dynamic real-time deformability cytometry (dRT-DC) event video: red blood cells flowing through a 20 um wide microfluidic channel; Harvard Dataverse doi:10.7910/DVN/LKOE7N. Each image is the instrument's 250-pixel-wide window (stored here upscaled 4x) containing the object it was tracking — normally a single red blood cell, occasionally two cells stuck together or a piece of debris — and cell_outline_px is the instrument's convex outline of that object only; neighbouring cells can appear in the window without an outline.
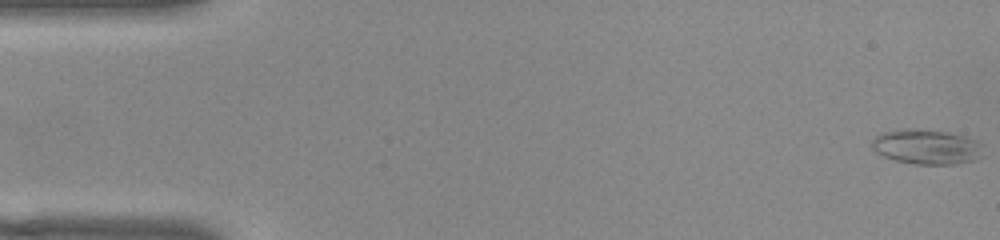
{"species": "common noctule bat (a hibernating species)", "species_latin": "Nyctalus noctula", "temperature_condition": "warm", "stored_images_in_passage": 53, "camera_frame_rate_fps": 3000, "um_per_image_px": 0.085, "animal": {"sex": "female", "body_mass_g": 22.0, "forearm_length_mm": 56.7}, "frame": {"image": 1, "passage_image": 1, "time_ms": 0.0, "image_size_px": [1000, 240], "cell_outline_px": [[984, 144], [980, 156], [976, 160], [956, 164], [916, 164], [896, 160], [884, 156], [876, 152], [872, 148], [872, 140], [880, 132], [900, 128], [928, 128], [948, 132], [964, 136], [976, 140]], "centroid_in_image_um": [78.76, 12.45], "position_along_channel_um": 6.2, "area_um2": 23.06}}
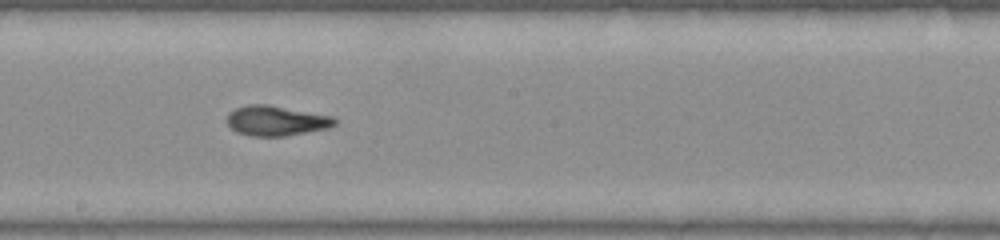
{"frame": {"image": 2, "passage_image": 29, "time_ms": 9.333, "image_size_px": [1000, 240], "cell_outline_px": [[336, 124], [328, 128], [284, 136], [252, 136], [236, 132], [228, 124], [228, 112], [236, 108], [248, 104], [268, 104], [332, 116], [336, 120]], "centroid_in_image_um": [23.46, 10.25], "position_along_channel_um": 224.7, "area_um2": 18.73}}
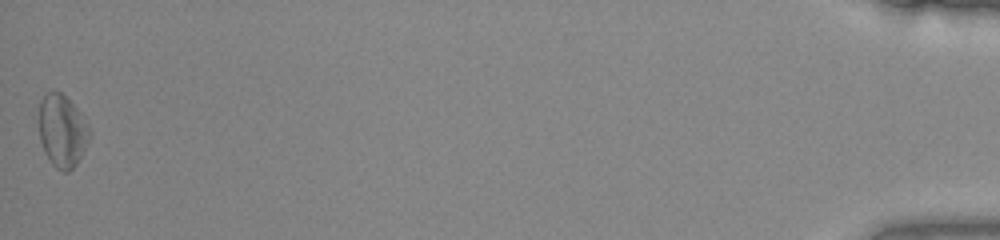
{"frame": {"image": 3, "passage_image": 53, "time_ms": 17.333, "image_size_px": [1000, 240], "cell_outline_px": [[92, 132], [76, 164], [68, 172], [64, 172], [56, 168], [52, 164], [44, 152], [40, 140], [40, 100], [52, 88], [60, 92], [76, 108]], "centroid_in_image_um": [5.27, 11.12], "position_along_channel_um": 429.9, "area_um2": 20.98}, "authors_computed_cell_mechanics": {"area_um2": 19.1318, "velocity_mm_per_s": 3.8435, "shape_relaxation_time_tau1_ms": 5.3688, "shape_relaxation_time_tau2_ms": 4.142, "deformation_change_tau1": 0.1456, "deformation_change_tau2": 0.1323}}